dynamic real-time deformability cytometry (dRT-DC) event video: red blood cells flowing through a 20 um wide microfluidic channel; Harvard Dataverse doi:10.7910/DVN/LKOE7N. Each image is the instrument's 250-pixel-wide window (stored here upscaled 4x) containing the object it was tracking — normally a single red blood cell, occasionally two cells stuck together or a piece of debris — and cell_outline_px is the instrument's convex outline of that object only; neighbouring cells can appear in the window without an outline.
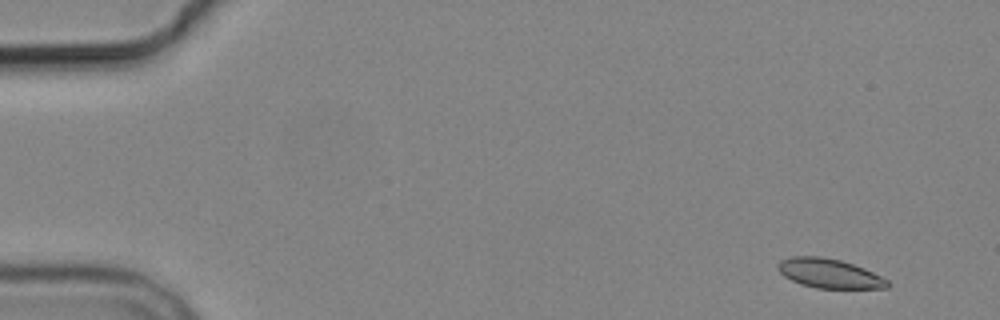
{"species": "common noctule bat (a hibernating species)", "species_latin": "Nyctalus noctula", "temperature_condition": "cold", "stored_images_in_passage": 4, "camera_frame_rate_fps": 3000, "um_per_image_px": 0.085, "animal": {"sex": "male", "body_mass_g": 19.2, "forearm_length_mm": 51.8}, "frame": {"image": 1, "passage_image": 1, "time_ms": 0.0, "image_size_px": [1000, 320], "cell_outline_px": [[888, 288], [816, 288], [800, 284], [784, 276], [776, 268], [776, 264], [780, 260], [792, 256], [820, 256], [840, 260], [864, 268], [888, 280]], "centroid_in_image_um": [70.44, 23.23], "position_along_channel_um": 14.6, "area_um2": 18.67}}
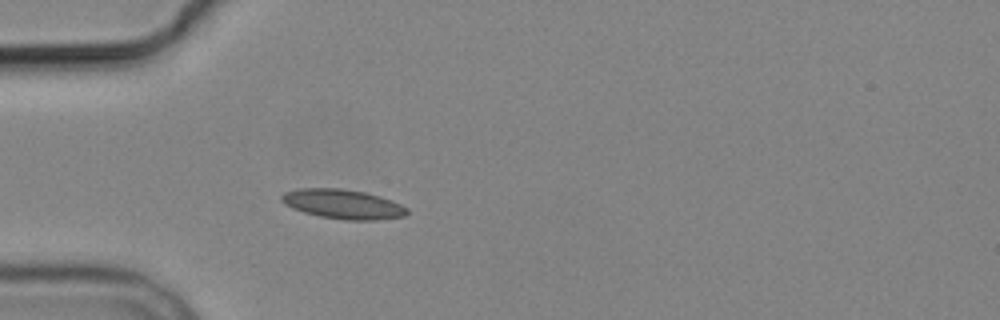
{"frame": {"image": 2, "passage_image": 4, "time_ms": 4.333, "image_size_px": [1000, 320], "cell_outline_px": [[408, 212], [404, 216], [376, 220], [344, 220], [320, 216], [304, 212], [292, 208], [284, 204], [280, 200], [280, 196], [284, 192], [300, 188], [340, 188], [364, 192], [380, 196], [392, 200], [408, 208]], "centroid_in_image_um": [29.13, 17.34], "position_along_channel_um": 55.9, "area_um2": 21.62}}